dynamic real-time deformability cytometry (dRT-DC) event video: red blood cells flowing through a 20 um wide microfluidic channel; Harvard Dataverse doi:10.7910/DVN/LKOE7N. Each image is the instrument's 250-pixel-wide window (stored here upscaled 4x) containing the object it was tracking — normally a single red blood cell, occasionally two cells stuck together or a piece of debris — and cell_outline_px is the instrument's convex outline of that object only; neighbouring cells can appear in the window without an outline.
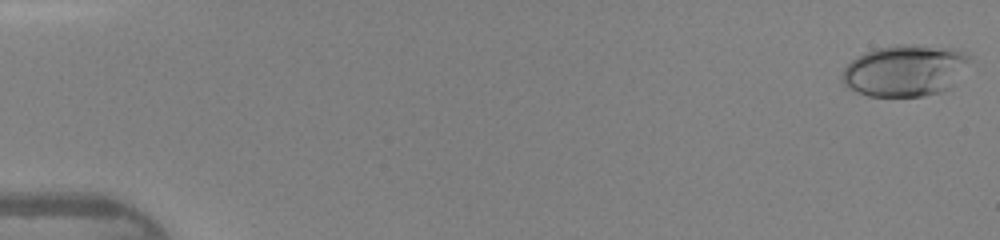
{"species": "human", "species_latin": "Homo sapiens", "temperature_condition": "warm", "stored_images_in_passage": 47, "camera_frame_rate_fps": 3000, "um_per_image_px": 0.085, "donor": {"sex": "female"}, "frame": {"image": 1, "passage_image": 1, "time_ms": 0.0, "image_size_px": [1000, 240], "cell_outline_px": [[972, 60], [952, 88], [940, 92], [924, 96], [868, 96], [856, 92], [848, 88], [840, 80], [840, 76], [844, 68], [856, 56], [864, 52], [876, 48], [900, 44], [912, 44], [956, 48], [968, 52], [972, 56]], "centroid_in_image_um": [76.97, 5.98], "position_along_channel_um": 8.0, "area_um2": 39.19}}
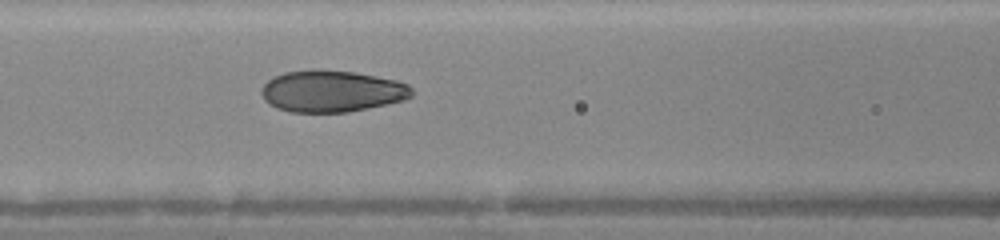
{"frame": {"image": 2, "passage_image": 21, "time_ms": 6.667, "image_size_px": [1000, 240], "cell_outline_px": [[412, 96], [404, 100], [388, 104], [348, 112], [288, 112], [276, 108], [268, 104], [264, 100], [260, 92], [264, 84], [268, 80], [284, 72], [316, 68], [352, 72], [396, 80], [408, 84], [412, 88]], "centroid_in_image_um": [28.18, 7.75], "position_along_channel_um": 138.4, "area_um2": 36.76}}
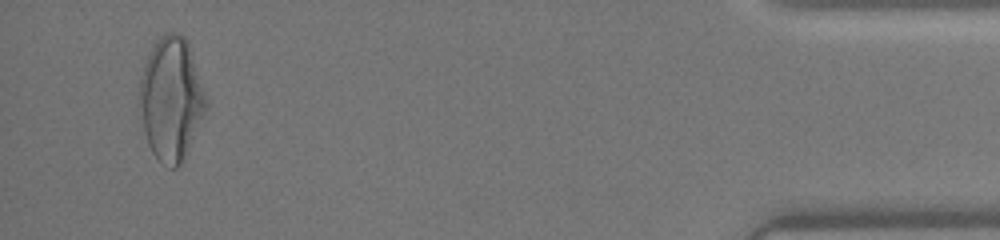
{"frame": {"image": 3, "passage_image": 45, "time_ms": 14.667, "image_size_px": [1000, 240], "cell_outline_px": [[208, 108], [184, 160], [176, 168], [172, 168], [160, 160], [152, 152], [148, 144], [144, 128], [140, 104], [140, 80], [144, 64], [156, 36], [164, 32], [180, 32], [188, 40], [208, 100]], "centroid_in_image_um": [14.59, 8.34], "position_along_channel_um": 420.6, "area_um2": 48.09}, "authors_computed_cell_mechanics": {"area_um2": 36.9342, "velocity_mm_per_s": 4.3647, "shape_relaxation_time_tau1_ms": 5.591, "shape_relaxation_time_tau2_ms": 0.7036, "deformation_change_tau1": 0.2083, "deformation_change_tau2": 0.0595}}